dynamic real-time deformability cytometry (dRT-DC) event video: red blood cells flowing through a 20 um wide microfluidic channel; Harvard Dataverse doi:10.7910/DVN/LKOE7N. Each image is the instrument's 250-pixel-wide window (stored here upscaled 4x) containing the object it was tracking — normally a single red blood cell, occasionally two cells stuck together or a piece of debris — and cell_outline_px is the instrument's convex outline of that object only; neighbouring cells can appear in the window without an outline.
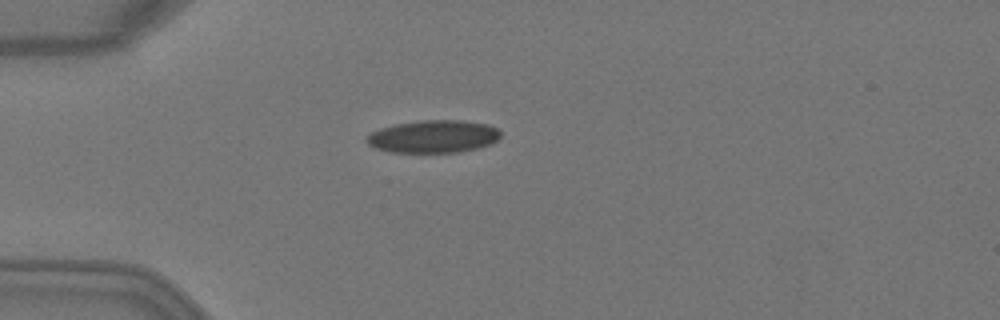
{"species": "Egyptian fruit bat (a non-hibernating species)", "species_latin": "Rousettus aegyptiacus", "temperature_condition": "warm", "stored_images_in_passage": 4, "camera_frame_rate_fps": 3000, "um_per_image_px": 0.085, "animal": {"sex": "female"}, "frame": {"image": 1, "passage_image": 2, "time_ms": 0.333, "image_size_px": [1000, 320], "cell_outline_px": [[500, 136], [492, 144], [460, 152], [392, 152], [376, 148], [368, 144], [364, 140], [372, 132], [380, 128], [396, 124], [416, 120], [464, 120], [488, 124], [496, 128], [500, 132]], "centroid_in_image_um": [36.84, 11.59], "position_along_channel_um": 48.2, "area_um2": 25.49}}